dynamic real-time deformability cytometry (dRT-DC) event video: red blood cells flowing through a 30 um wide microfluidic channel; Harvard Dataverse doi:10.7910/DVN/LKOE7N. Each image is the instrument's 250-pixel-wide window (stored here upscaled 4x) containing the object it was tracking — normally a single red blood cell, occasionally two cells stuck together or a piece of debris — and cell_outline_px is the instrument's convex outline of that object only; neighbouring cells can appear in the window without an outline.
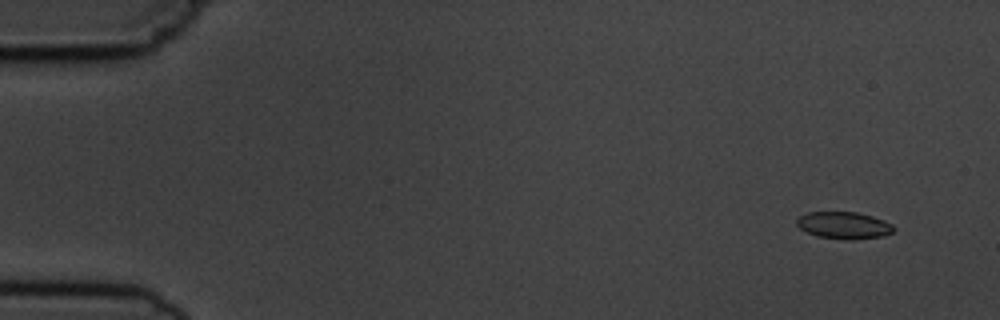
{"species": "common noctule bat (a hibernating species)", "species_latin": "Nyctalus noctula", "temperature_condition": "cold", "stored_images_in_passage": 5, "camera_frame_rate_fps": 3000, "um_per_image_px": 0.085, "animal": {"sex": "male", "body_mass_g": 19.5, "forearm_length_mm": 54.6}, "frame": {"image": 1, "passage_image": 2, "time_ms": 1.0, "image_size_px": [1000, 320], "cell_outline_px": [[896, 228], [892, 232], [884, 236], [852, 240], [844, 240], [816, 236], [800, 228], [796, 224], [796, 220], [800, 216], [808, 212], [856, 212], [872, 216], [884, 220], [892, 224]], "centroid_in_image_um": [71.75, 19.16], "position_along_channel_um": 13.3, "area_um2": 15.37}}
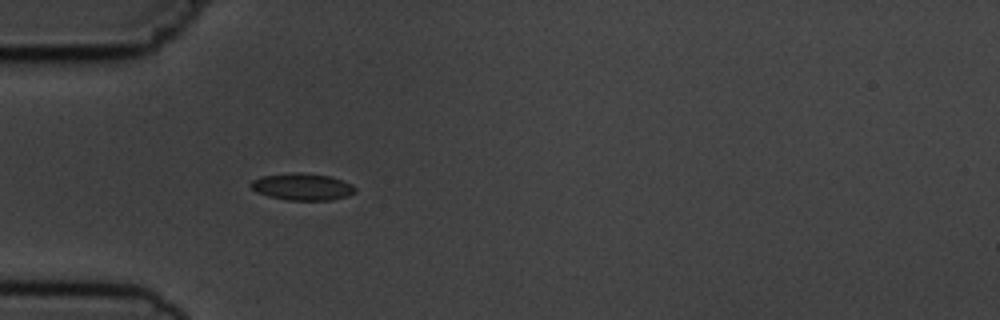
{"frame": {"image": 2, "passage_image": 5, "time_ms": 5.333, "image_size_px": [1000, 320], "cell_outline_px": [[356, 192], [348, 196], [332, 200], [288, 200], [268, 196], [256, 192], [248, 184], [252, 180], [260, 176], [288, 172], [304, 172], [328, 176], [352, 184], [356, 188]], "centroid_in_image_um": [25.66, 15.86], "position_along_channel_um": 59.3, "area_um2": 16.59}}